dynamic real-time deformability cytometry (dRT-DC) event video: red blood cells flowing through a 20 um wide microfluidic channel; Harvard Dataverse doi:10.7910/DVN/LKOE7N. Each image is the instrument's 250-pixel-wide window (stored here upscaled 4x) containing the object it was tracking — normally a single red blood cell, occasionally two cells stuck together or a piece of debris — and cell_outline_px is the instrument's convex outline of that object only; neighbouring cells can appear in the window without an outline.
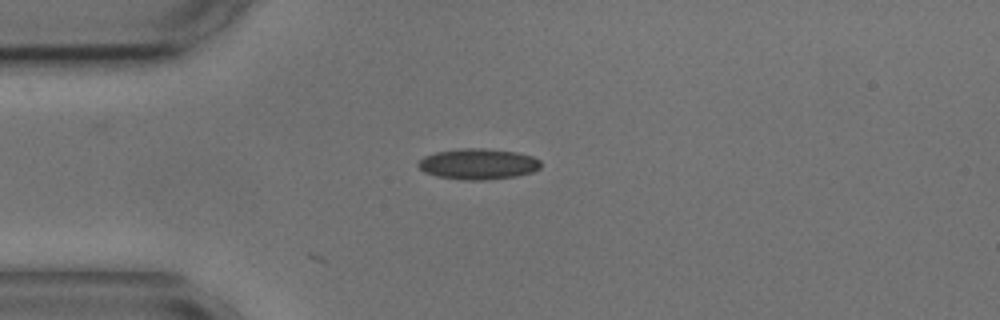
{"species": "common noctule bat (a hibernating species)", "species_latin": "Nyctalus noctula", "temperature_condition": "cold", "stored_images_in_passage": 4, "camera_frame_rate_fps": 3000, "um_per_image_px": 0.085, "animal": {"sex": "male", "body_mass_g": 17.9, "forearm_length_mm": 54.2}, "frame": {"image": 1, "passage_image": 1, "time_ms": 0.0, "image_size_px": [1000, 320], "cell_outline_px": [[540, 168], [532, 172], [516, 176], [488, 180], [464, 180], [436, 176], [424, 172], [416, 164], [424, 156], [436, 152], [464, 148], [488, 148], [516, 152], [532, 156], [540, 160]], "centroid_in_image_um": [40.64, 13.94], "position_along_channel_um": 44.4, "area_um2": 22.08}}